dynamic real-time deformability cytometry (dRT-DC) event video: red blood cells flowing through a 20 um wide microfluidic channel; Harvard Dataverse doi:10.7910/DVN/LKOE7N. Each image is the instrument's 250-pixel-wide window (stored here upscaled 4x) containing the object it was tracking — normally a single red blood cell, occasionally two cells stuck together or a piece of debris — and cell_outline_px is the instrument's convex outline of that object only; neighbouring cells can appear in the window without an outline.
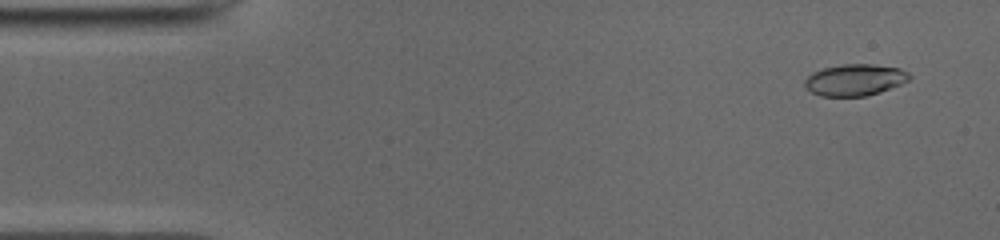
{"species": "common noctule bat (a hibernating species)", "species_latin": "Nyctalus noctula", "temperature_condition": "cold", "stored_images_in_passage": 49, "camera_frame_rate_fps": 3000, "um_per_image_px": 0.085, "animal": {"sex": "male", "body_mass_g": 19.0, "forearm_length_mm": 50.8}, "frame": {"image": 1, "passage_image": 2, "time_ms": 0.333, "image_size_px": [1000, 240], "cell_outline_px": [[912, 76], [908, 80], [900, 84], [880, 92], [864, 96], [820, 96], [812, 92], [804, 84], [804, 80], [812, 72], [824, 68], [844, 64], [872, 64], [900, 68], [908, 72]], "centroid_in_image_um": [72.67, 6.78], "position_along_channel_um": 12.3, "area_um2": 19.13}}
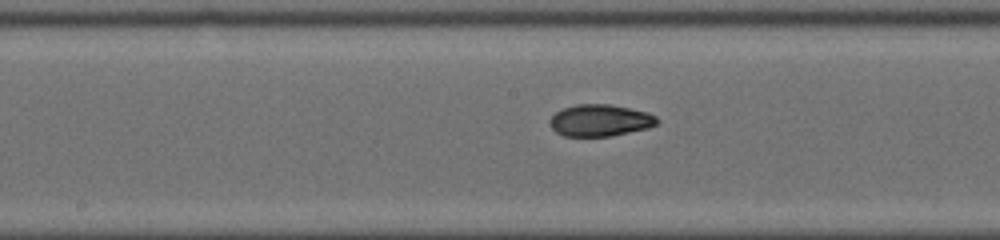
{"frame": {"image": 2, "passage_image": 24, "time_ms": 7.667, "image_size_px": [1000, 240], "cell_outline_px": [[660, 120], [656, 124], [648, 128], [612, 136], [564, 136], [556, 132], [552, 128], [552, 116], [556, 112], [564, 108], [576, 104], [608, 104], [648, 112], [656, 116]], "centroid_in_image_um": [51.05, 10.23], "position_along_channel_um": 197.2, "area_um2": 19.71}}
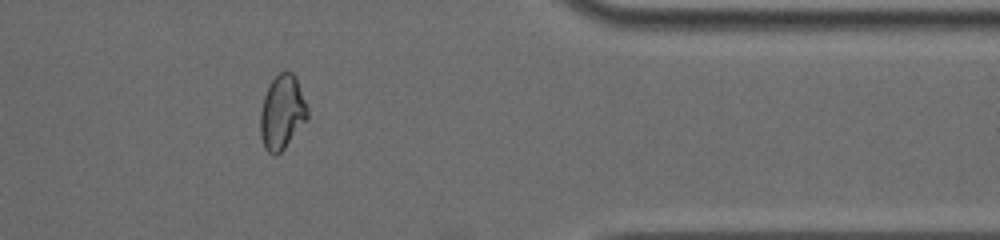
{"frame": {"image": 3, "passage_image": 40, "time_ms": 13.0, "image_size_px": [1000, 240], "cell_outline_px": [[308, 120], [284, 148], [276, 156], [272, 156], [264, 148], [260, 136], [260, 112], [264, 96], [268, 84], [280, 72], [292, 72], [296, 76], [308, 108]], "centroid_in_image_um": [23.97, 9.57], "position_along_channel_um": 387.4, "area_um2": 20.69}, "authors_computed_cell_mechanics": {"area_um2": 19.941, "velocity_mm_per_s": 3.9599, "shape_relaxation_time_tau1_ms": 8.9174, "shape_relaxation_time_tau2_ms": 1.9651, "deformation_change_tau1": 0.2169, "deformation_change_tau2": 0.0633}}